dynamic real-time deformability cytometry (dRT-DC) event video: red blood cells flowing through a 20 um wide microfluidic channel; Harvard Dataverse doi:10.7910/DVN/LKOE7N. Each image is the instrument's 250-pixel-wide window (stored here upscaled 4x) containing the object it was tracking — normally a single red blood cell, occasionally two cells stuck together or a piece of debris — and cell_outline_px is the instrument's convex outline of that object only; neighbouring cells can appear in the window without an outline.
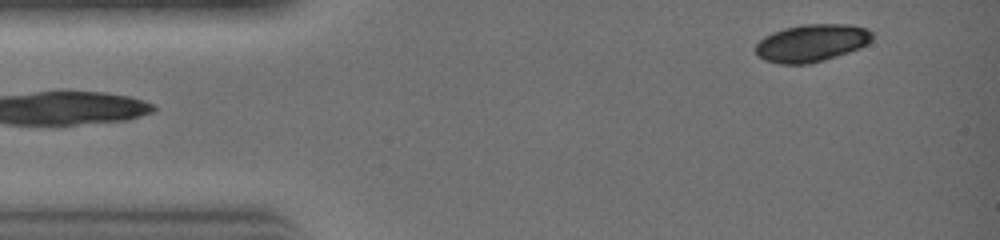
{"species": "common noctule bat (a hibernating species)", "species_latin": "Nyctalus noctula", "temperature_condition": "warm", "stored_images_in_passage": 8, "segment_of_instrument_passage": [2, 2], "camera_frame_rate_fps": 3000, "um_per_image_px": 0.085, "animal": {"sex": "female", "body_mass_g": 19.0, "forearm_length_mm": 51.5}, "frame": {"image": 1, "passage_image": 8, "time_ms": 2.333, "image_size_px": [1000, 240], "cell_outline_px": [[872, 40], [860, 48], [824, 60], [808, 64], [780, 64], [764, 60], [756, 52], [756, 44], [764, 36], [784, 28], [800, 24], [848, 24], [868, 28], [872, 32]], "centroid_in_image_um": [69.0, 3.64], "position_along_channel_um": 16.0, "area_um2": 25.49}}